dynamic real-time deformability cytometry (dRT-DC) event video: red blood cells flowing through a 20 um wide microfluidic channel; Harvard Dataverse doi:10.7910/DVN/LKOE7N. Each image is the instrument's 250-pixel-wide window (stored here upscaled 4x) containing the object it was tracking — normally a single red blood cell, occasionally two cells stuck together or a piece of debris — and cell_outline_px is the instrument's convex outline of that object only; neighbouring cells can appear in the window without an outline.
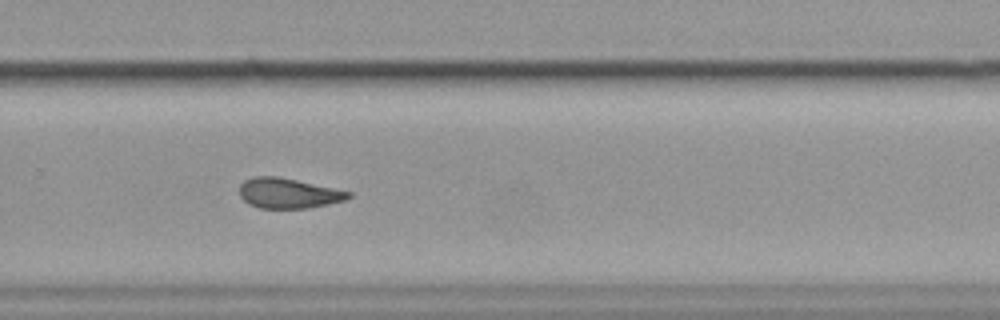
{"species": "common noctule bat (a hibernating species)", "species_latin": "Nyctalus noctula", "temperature_condition": "cold", "stored_images_in_passage": 45, "camera_frame_rate_fps": 3000, "um_per_image_px": 0.085, "animal": {"sex": "female", "body_mass_g": 19.9}, "frame": {"image": 1, "passage_image": 26, "time_ms": 8.333, "image_size_px": [1000, 320], "cell_outline_px": [[352, 196], [344, 200], [328, 204], [308, 208], [260, 208], [248, 204], [240, 196], [240, 184], [244, 180], [252, 176], [276, 176], [296, 180], [352, 192]], "centroid_in_image_um": [24.48, 16.42], "position_along_channel_um": 305.3, "area_um2": 19.07}, "authors_computed_cell_mechanics": {"area_um2": 19.8832, "velocity_mm_per_s": 3.5254, "shape_relaxation_time_tau1_ms": null, "shape_relaxation_time_tau2_ms": 1.8701, "deformation_change_tau1": null, "deformation_change_tau2": 0.0942}}